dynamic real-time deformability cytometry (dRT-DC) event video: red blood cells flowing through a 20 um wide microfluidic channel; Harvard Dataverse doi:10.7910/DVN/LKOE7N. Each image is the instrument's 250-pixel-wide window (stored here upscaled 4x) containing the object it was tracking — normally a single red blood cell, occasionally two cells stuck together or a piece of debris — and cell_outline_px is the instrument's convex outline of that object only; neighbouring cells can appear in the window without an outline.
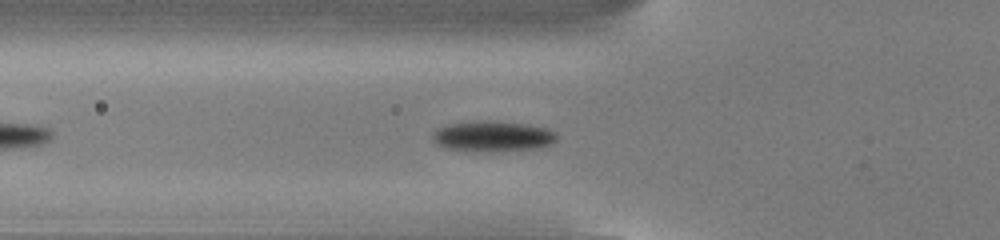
{"species": "common noctule bat (a hibernating species)", "species_latin": "Nyctalus noctula", "temperature_condition": "cold", "stored_images_in_passage": 43, "camera_frame_rate_fps": 3000, "um_per_image_px": 0.085, "animal": {"sex": "male", "body_mass_g": 13.0, "forearm_length_mm": 53.1}, "frame": {"image": 1, "passage_image": 8, "time_ms": 2.333, "image_size_px": [1000, 240], "cell_outline_px": [[556, 140], [552, 144], [532, 148], [500, 152], [464, 152], [444, 148], [436, 144], [432, 140], [432, 132], [436, 128], [448, 124], [524, 124], [548, 128], [556, 132]], "centroid_in_image_um": [41.83, 11.67], "position_along_channel_um": 84.0, "area_um2": 21.5}}
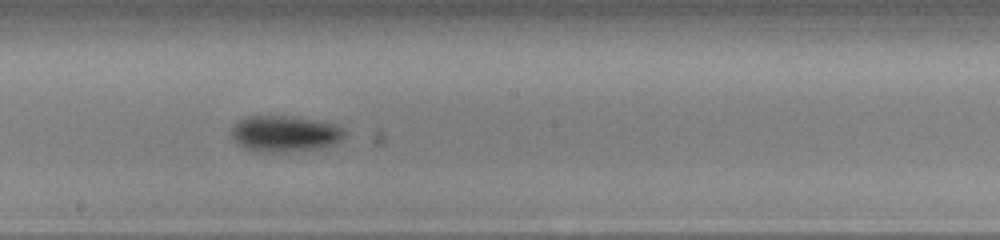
{"frame": {"image": 2, "passage_image": 19, "time_ms": 6.0, "image_size_px": [1000, 240], "cell_outline_px": [[348, 132], [336, 144], [320, 148], [284, 152], [256, 152], [244, 148], [232, 136], [232, 124], [248, 116], [292, 116], [332, 124]], "centroid_in_image_um": [24.2, 11.37], "position_along_channel_um": 224.0, "area_um2": 23.7}}
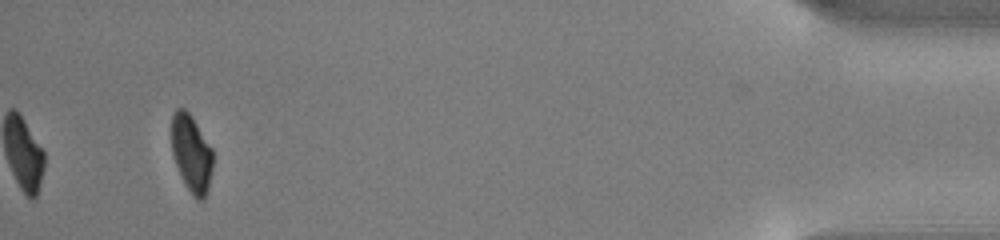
{"frame": {"image": 3, "passage_image": 40, "time_ms": 13.0, "image_size_px": [1000, 240], "cell_outline_px": [[212, 172], [208, 188], [204, 200], [196, 200], [192, 196], [184, 184], [180, 176], [172, 152], [172, 116], [176, 108], [184, 108], [192, 116], [212, 148]], "centroid_in_image_um": [16.27, 13.07], "position_along_channel_um": 418.9, "area_um2": 18.73}, "authors_computed_cell_mechanics": {"area_um2": 21.4438, "velocity_mm_per_s": 3.8147, "shape_relaxation_time_tau1_ms": 1.7051, "shape_relaxation_time_tau2_ms": null, "deformation_change_tau1": 0.1068, "deformation_change_tau2": null}}